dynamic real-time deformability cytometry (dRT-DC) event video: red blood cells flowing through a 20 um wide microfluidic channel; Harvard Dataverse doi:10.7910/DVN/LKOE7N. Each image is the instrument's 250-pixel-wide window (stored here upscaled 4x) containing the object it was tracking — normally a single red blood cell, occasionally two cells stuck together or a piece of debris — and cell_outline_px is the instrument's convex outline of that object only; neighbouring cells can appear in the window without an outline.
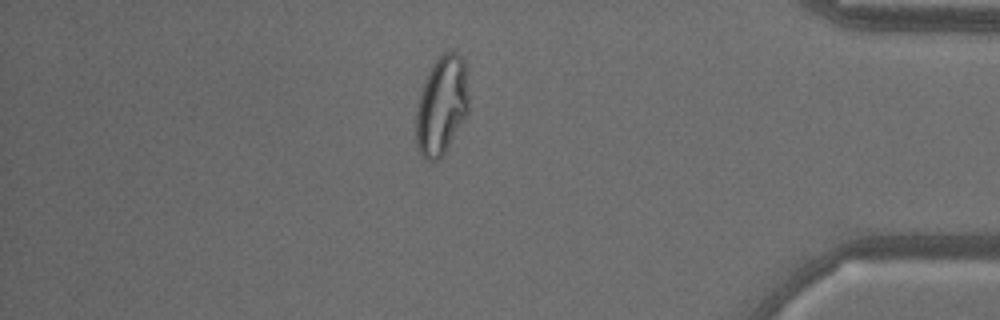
{"species": "common noctule bat (a hibernating species)", "species_latin": "Nyctalus noctula", "temperature_condition": "warm", "stored_images_in_passage": 53, "camera_frame_rate_fps": 3000, "um_per_image_px": 0.085, "animal": {"sex": "male", "body_mass_g": 18.8}, "frame": {"image": 1, "passage_image": 46, "time_ms": 15.0, "image_size_px": [1000, 320], "cell_outline_px": [[468, 112], [440, 160], [428, 160], [420, 152], [416, 144], [416, 112], [420, 92], [428, 72], [432, 64], [444, 52], [456, 52], [464, 60], [468, 96]], "centroid_in_image_um": [37.53, 8.96], "position_along_channel_um": 397.7, "area_um2": 30.0}, "authors_computed_cell_mechanics": {"area_um2": 29.9982, "velocity_mm_per_s": 3.7887, "shape_relaxation_time_tau1_ms": null, "shape_relaxation_time_tau2_ms": 0.8852, "deformation_change_tau1": null, "deformation_change_tau2": 0.0767}}